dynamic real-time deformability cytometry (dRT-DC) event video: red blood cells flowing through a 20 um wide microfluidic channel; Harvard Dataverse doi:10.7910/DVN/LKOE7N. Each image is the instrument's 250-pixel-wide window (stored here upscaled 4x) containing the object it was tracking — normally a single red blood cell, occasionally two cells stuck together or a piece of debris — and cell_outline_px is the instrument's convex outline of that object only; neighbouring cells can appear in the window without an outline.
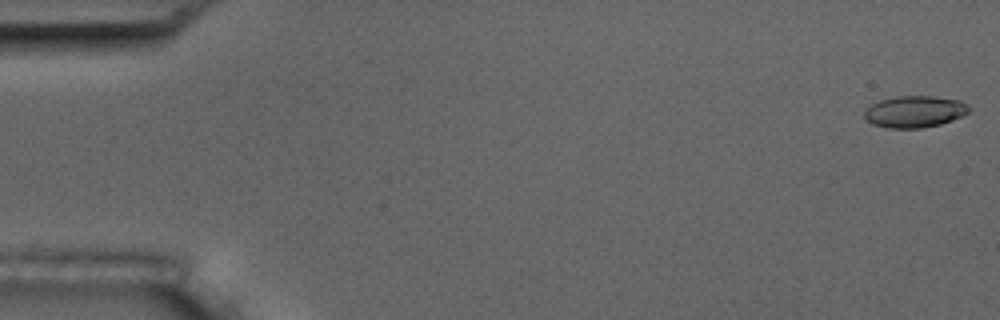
{"species": "common noctule bat (a hibernating species)", "species_latin": "Nyctalus noctula", "temperature_condition": "room temperature", "stored_images_in_passage": 4, "camera_frame_rate_fps": 3000, "um_per_image_px": 0.085, "animal": {"sex": "male", "body_mass_g": 17.5, "forearm_length_mm": 52.3}, "frame": {"image": 1, "passage_image": 1, "time_ms": 0.0, "image_size_px": [1000, 320], "cell_outline_px": [[968, 112], [952, 120], [940, 124], [920, 128], [888, 128], [872, 124], [864, 116], [864, 112], [872, 104], [880, 100], [896, 96], [932, 96], [960, 100], [968, 108]], "centroid_in_image_um": [77.71, 9.49], "position_along_channel_um": 7.3, "area_um2": 19.02}}